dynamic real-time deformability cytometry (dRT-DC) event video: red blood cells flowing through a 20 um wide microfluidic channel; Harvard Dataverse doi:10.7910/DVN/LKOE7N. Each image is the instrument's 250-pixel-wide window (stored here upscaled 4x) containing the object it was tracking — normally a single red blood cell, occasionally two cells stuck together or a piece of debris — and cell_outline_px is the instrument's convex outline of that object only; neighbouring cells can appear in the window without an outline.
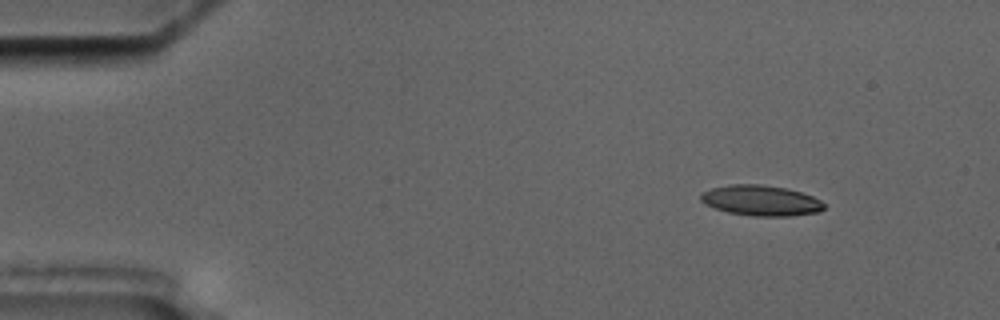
{"species": "common noctule bat (a hibernating species)", "species_latin": "Nyctalus noctula", "temperature_condition": "cold", "stored_images_in_passage": 4, "camera_frame_rate_fps": 3000, "um_per_image_px": 0.085, "animal": {"sex": "male", "body_mass_g": 17.5, "forearm_length_mm": 52.3}, "frame": {"image": 1, "passage_image": 1, "time_ms": 0.0, "image_size_px": [1000, 320], "cell_outline_px": [[824, 208], [820, 212], [792, 216], [752, 216], [728, 212], [704, 204], [700, 200], [700, 196], [704, 192], [712, 188], [732, 184], [760, 184], [788, 188], [812, 196], [820, 200], [824, 204]], "centroid_in_image_um": [64.7, 17.05], "position_along_channel_um": 20.3, "area_um2": 21.91}}